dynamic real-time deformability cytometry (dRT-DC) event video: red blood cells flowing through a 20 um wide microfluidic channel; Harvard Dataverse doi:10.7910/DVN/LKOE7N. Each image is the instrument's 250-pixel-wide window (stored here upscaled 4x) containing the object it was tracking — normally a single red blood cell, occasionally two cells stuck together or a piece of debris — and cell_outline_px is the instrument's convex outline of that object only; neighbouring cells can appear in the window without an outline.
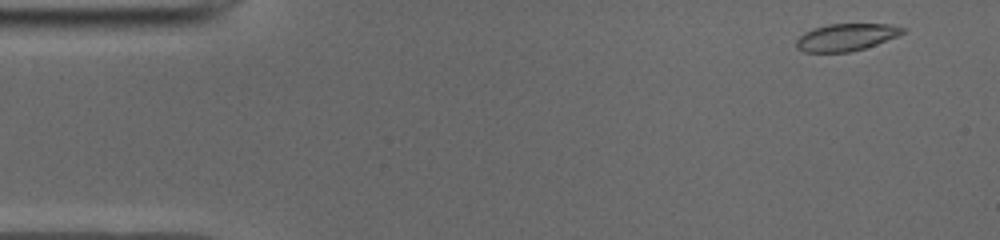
{"species": "common noctule bat (a hibernating species)", "species_latin": "Nyctalus noctula", "temperature_condition": "cold", "stored_images_in_passage": 49, "camera_frame_rate_fps": 3000, "um_per_image_px": 0.085, "animal": {"sex": "male", "body_mass_g": 19.0, "forearm_length_mm": 50.8}, "frame": {"image": 1, "passage_image": 2, "time_ms": 0.333, "image_size_px": [1000, 240], "cell_outline_px": [[908, 28], [904, 32], [896, 36], [876, 44], [864, 48], [848, 52], [804, 52], [796, 48], [796, 40], [804, 32], [828, 24], [888, 24]], "centroid_in_image_um": [71.91, 3.16], "position_along_channel_um": 13.1, "area_um2": 16.7}}
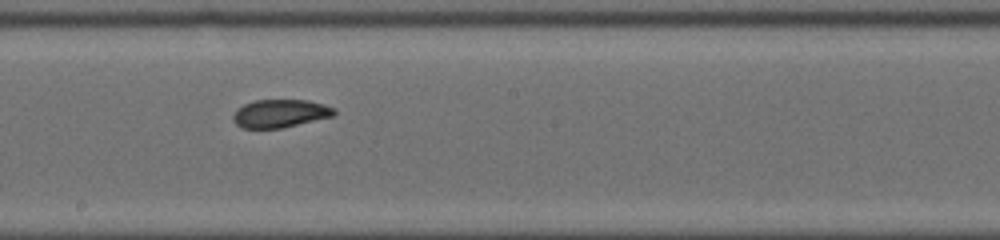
{"frame": {"image": 2, "passage_image": 26, "time_ms": 8.333, "image_size_px": [1000, 240], "cell_outline_px": [[336, 112], [332, 116], [284, 128], [244, 128], [236, 124], [232, 120], [232, 116], [236, 108], [244, 104], [256, 100], [308, 100], [324, 104], [332, 108]], "centroid_in_image_um": [23.77, 9.64], "position_along_channel_um": 224.4, "area_um2": 16.53}}
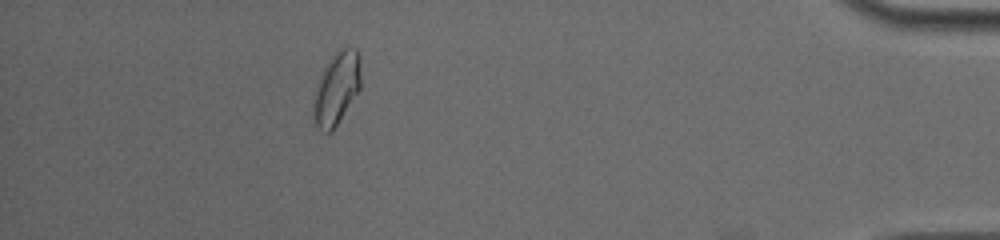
{"frame": {"image": 3, "passage_image": 44, "time_ms": 14.333, "image_size_px": [1000, 240], "cell_outline_px": [[360, 88], [332, 132], [324, 132], [316, 128], [312, 120], [312, 100], [320, 76], [328, 60], [336, 48], [356, 48], [360, 56]], "centroid_in_image_um": [28.57, 7.52], "position_along_channel_um": 406.6, "area_um2": 20.4}, "authors_computed_cell_mechanics": {"area_um2": 17.1666, "velocity_mm_per_s": 3.9394, "shape_relaxation_time_tau1_ms": 5.4342, "shape_relaxation_time_tau2_ms": 1.429, "deformation_change_tau1": 0.1591, "deformation_change_tau2": 0.0609}}